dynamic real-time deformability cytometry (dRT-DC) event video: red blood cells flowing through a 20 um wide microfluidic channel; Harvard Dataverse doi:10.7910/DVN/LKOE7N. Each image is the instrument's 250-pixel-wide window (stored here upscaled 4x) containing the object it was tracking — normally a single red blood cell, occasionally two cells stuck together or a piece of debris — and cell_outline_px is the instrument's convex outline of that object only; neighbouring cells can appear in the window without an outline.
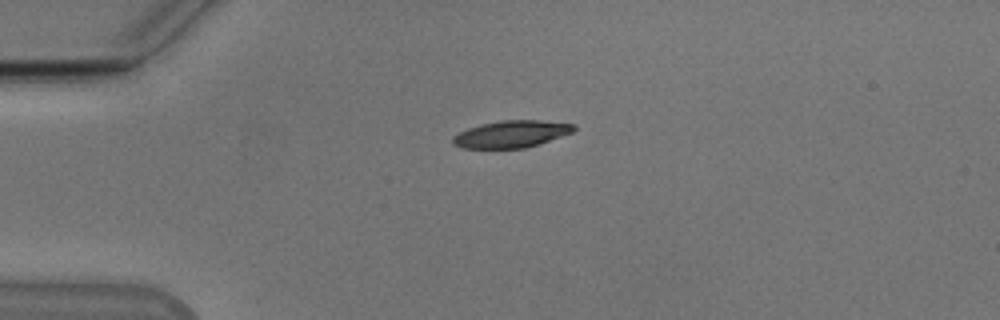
{"species": "Egyptian fruit bat (a non-hibernating species)", "species_latin": "Rousettus aegyptiacus", "temperature_condition": "cold", "stored_images_in_passage": 36, "camera_frame_rate_fps": 3000, "um_per_image_px": 0.085, "animal": {"sex": "male"}, "frame": {"image": 1, "passage_image": 1, "time_ms": 0.0, "image_size_px": [1000, 320], "cell_outline_px": [[576, 128], [572, 132], [524, 148], [460, 148], [452, 144], [452, 136], [468, 128], [480, 124], [504, 120], [540, 120], [576, 124]], "centroid_in_image_um": [43.42, 11.39], "position_along_channel_um": 41.6, "area_um2": 18.9}}
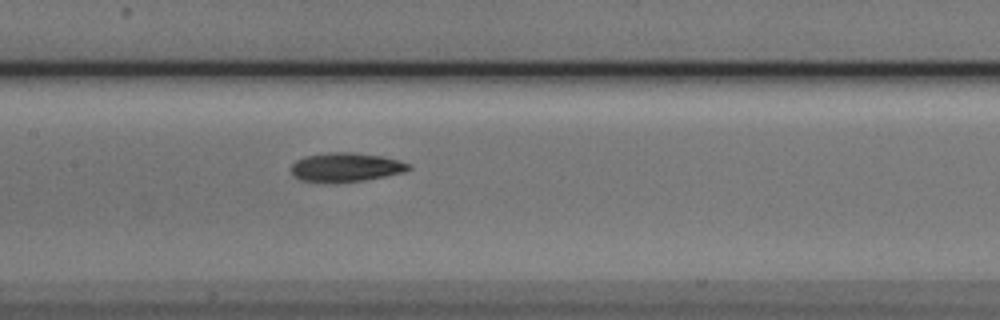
{"frame": {"image": 2, "passage_image": 14, "time_ms": 4.333, "image_size_px": [1000, 320], "cell_outline_px": [[412, 168], [404, 172], [364, 180], [300, 180], [292, 176], [288, 168], [296, 160], [304, 156], [328, 152], [352, 152], [384, 156], [412, 164]], "centroid_in_image_um": [29.4, 14.17], "position_along_channel_um": 178.0, "area_um2": 19.54}}
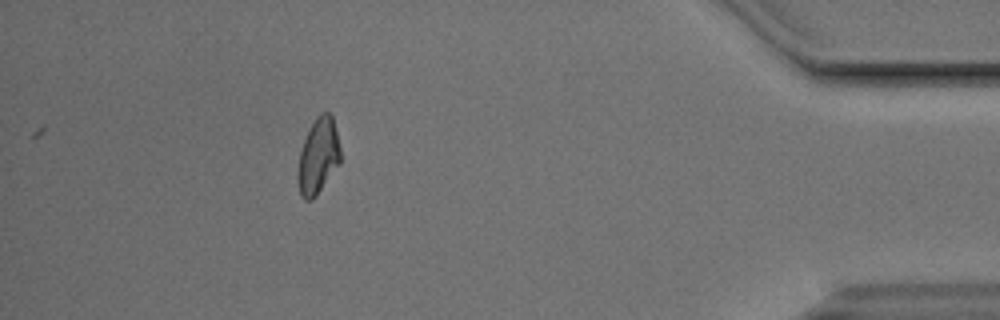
{"frame": {"image": 3, "passage_image": 36, "time_ms": 11.667, "image_size_px": [1000, 320], "cell_outline_px": [[340, 164], [316, 196], [312, 200], [304, 200], [300, 196], [296, 176], [300, 152], [304, 140], [316, 116], [320, 112], [328, 112], [332, 116], [340, 148]], "centroid_in_image_um": [27.03, 13.32], "position_along_channel_um": 408.2, "area_um2": 18.84}, "authors_computed_cell_mechanics": {"area_um2": 19.2474, "velocity_mm_per_s": 3.8349, "shape_relaxation_time_tau1_ms": 4.0395, "shape_relaxation_time_tau2_ms": 2.6649, "deformation_change_tau1": 0.1465, "deformation_change_tau2": 0.0959}}